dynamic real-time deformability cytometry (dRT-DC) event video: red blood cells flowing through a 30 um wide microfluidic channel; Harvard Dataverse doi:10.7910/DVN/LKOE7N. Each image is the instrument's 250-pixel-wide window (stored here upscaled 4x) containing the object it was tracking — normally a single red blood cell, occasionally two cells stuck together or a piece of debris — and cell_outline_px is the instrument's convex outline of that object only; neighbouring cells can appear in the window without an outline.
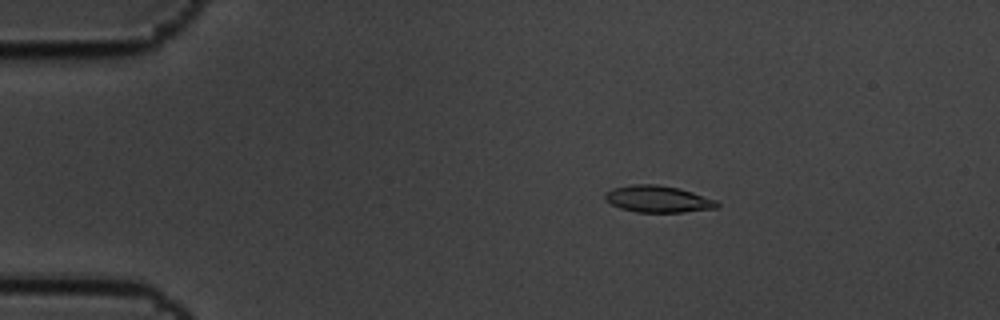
{"species": "common noctule bat (a hibernating species)", "species_latin": "Nyctalus noctula", "temperature_condition": "cold", "stored_images_in_passage": 5, "camera_frame_rate_fps": 3000, "um_per_image_px": 0.085, "animal": {"sex": "male", "body_mass_g": 19.5, "forearm_length_mm": 54.6}, "frame": {"image": 1, "passage_image": 3, "time_ms": 0.667, "image_size_px": [1000, 320], "cell_outline_px": [[720, 208], [684, 212], [636, 212], [620, 208], [604, 200], [604, 192], [612, 188], [632, 184], [656, 184], [676, 188], [692, 192], [716, 200], [720, 204]], "centroid_in_image_um": [55.91, 16.92], "position_along_channel_um": 29.1, "area_um2": 17.57}}